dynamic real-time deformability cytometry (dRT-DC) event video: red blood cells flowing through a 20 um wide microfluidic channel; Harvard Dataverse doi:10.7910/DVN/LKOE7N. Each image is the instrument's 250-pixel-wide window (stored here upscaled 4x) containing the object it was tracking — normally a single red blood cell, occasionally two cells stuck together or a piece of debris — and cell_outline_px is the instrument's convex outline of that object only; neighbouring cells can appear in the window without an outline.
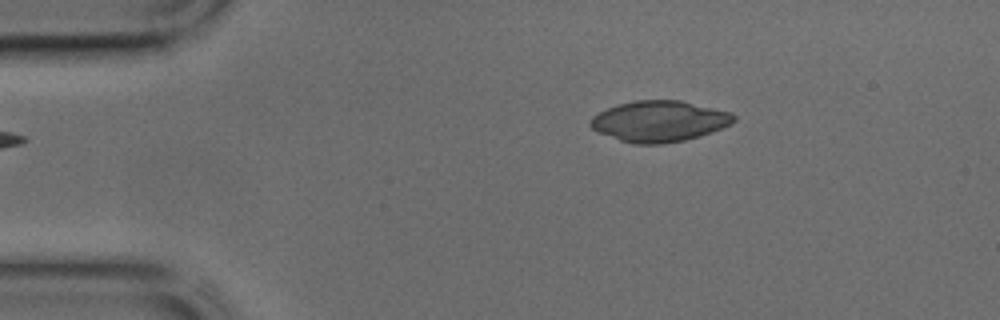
{"species": "common noctule bat (a hibernating species)", "species_latin": "Nyctalus noctula", "temperature_condition": "cold", "stored_images_in_passage": 37, "camera_frame_rate_fps": 3000, "um_per_image_px": 0.085, "animal": {"sex": "male", "body_mass_g": 17.9, "forearm_length_mm": 54.2}, "frame": {"image": 1, "passage_image": 1, "time_ms": 0.0, "image_size_px": [1000, 320], "cell_outline_px": [[736, 120], [732, 124], [712, 132], [700, 136], [684, 140], [660, 144], [632, 144], [596, 132], [588, 124], [592, 116], [608, 108], [620, 104], [636, 100], [680, 100], [732, 112], [736, 116]], "centroid_in_image_um": [56.05, 10.31], "position_along_channel_um": 28.9, "area_um2": 34.33}}
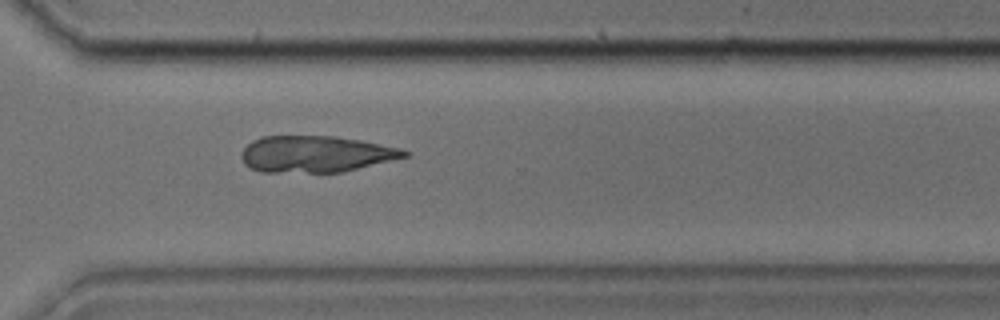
{"frame": {"image": 2, "passage_image": 25, "time_ms": 8.0, "image_size_px": [1000, 320], "cell_outline_px": [[412, 152], [408, 156], [340, 172], [260, 172], [248, 168], [244, 164], [240, 156], [244, 148], [252, 140], [264, 136], [336, 136], [360, 140], [400, 148]], "centroid_in_image_um": [26.8, 13.09], "position_along_channel_um": 343.8, "area_um2": 34.62}}
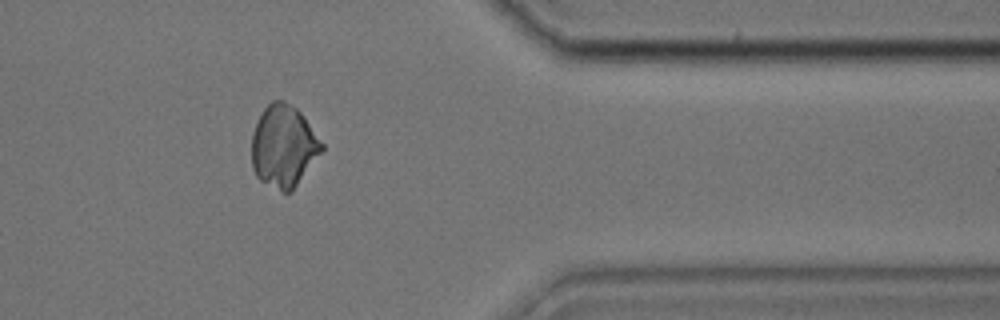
{"frame": {"image": 3, "passage_image": 29, "time_ms": 9.333, "image_size_px": [1000, 320], "cell_outline_px": [[324, 148], [292, 192], [284, 192], [260, 180], [256, 176], [252, 168], [252, 132], [264, 108], [272, 100], [284, 100], [296, 108], [300, 112], [324, 144]], "centroid_in_image_um": [24.1, 12.42], "position_along_channel_um": 387.3, "area_um2": 33.29}}